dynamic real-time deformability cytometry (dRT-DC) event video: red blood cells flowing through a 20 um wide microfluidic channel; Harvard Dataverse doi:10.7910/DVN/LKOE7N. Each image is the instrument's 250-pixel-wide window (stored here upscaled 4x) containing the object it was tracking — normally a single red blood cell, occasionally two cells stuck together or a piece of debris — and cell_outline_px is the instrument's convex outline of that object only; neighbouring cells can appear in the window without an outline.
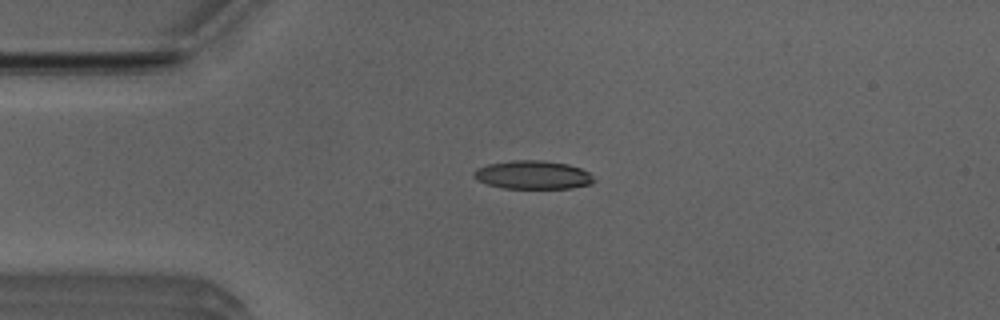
{"species": "Egyptian fruit bat (a non-hibernating species)", "species_latin": "Rousettus aegyptiacus", "temperature_condition": "room temperature", "stored_images_in_passage": 50, "camera_frame_rate_fps": 3000, "um_per_image_px": 0.085, "animal": {"sex": "male"}, "frame": {"image": 1, "passage_image": 11, "time_ms": 3.333, "image_size_px": [1000, 320], "cell_outline_px": [[596, 180], [592, 184], [572, 188], [500, 188], [476, 180], [472, 176], [472, 172], [476, 168], [488, 164], [512, 160], [544, 160], [568, 164], [580, 168], [588, 172]], "centroid_in_image_um": [45.27, 14.86], "position_along_channel_um": 39.7, "area_um2": 20.11}}
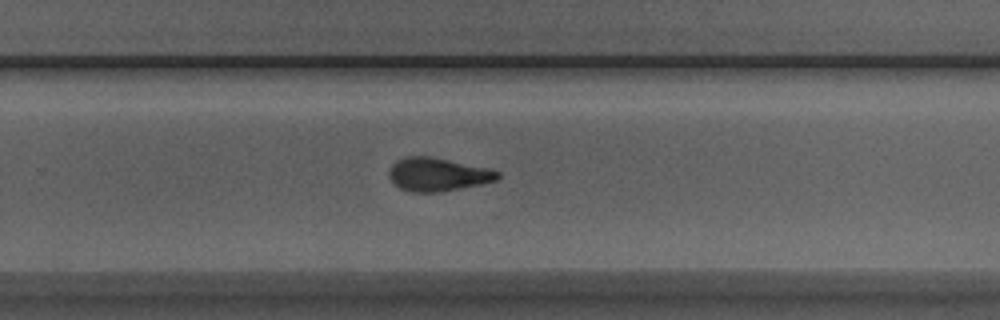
{"frame": {"image": 2, "passage_image": 32, "time_ms": 10.333, "image_size_px": [1000, 320], "cell_outline_px": [[500, 176], [496, 180], [480, 184], [440, 192], [412, 192], [400, 188], [388, 176], [388, 168], [396, 160], [408, 156], [432, 156], [484, 168], [500, 172]], "centroid_in_image_um": [37.15, 14.82], "position_along_channel_um": 292.7, "area_um2": 20.87}}
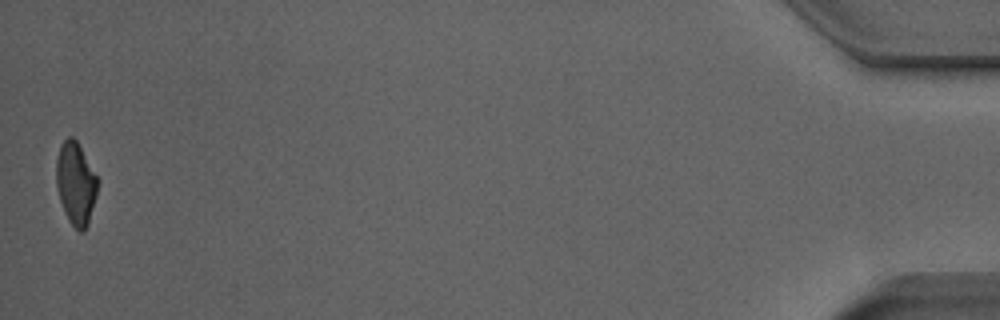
{"frame": {"image": 3, "passage_image": 50, "time_ms": 16.333, "image_size_px": [1000, 320], "cell_outline_px": [[100, 180], [96, 196], [88, 224], [84, 232], [80, 232], [68, 220], [60, 200], [56, 184], [56, 160], [60, 144], [68, 136], [72, 136], [76, 140]], "centroid_in_image_um": [6.45, 15.58], "position_along_channel_um": 428.8, "area_um2": 20.0}, "authors_computed_cell_mechanics": {"area_um2": 20.6635, "velocity_mm_per_s": 3.9693, "shape_relaxation_time_tau1_ms": 4.9186, "shape_relaxation_time_tau2_ms": 2.6995, "deformation_change_tau1": 0.202, "deformation_change_tau2": 0.1177}}